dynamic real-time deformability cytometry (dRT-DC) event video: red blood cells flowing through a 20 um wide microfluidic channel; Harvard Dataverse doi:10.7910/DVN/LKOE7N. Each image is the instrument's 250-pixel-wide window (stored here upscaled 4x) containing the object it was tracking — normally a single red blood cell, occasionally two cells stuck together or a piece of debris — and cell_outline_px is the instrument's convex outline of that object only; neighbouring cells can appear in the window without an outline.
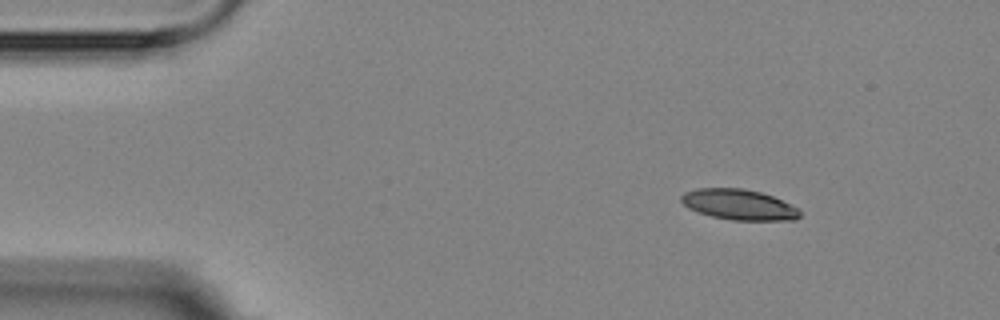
{"species": "Egyptian fruit bat (a non-hibernating species)", "species_latin": "Rousettus aegyptiacus", "temperature_condition": "room temperature", "stored_images_in_passage": 6, "camera_frame_rate_fps": 3000, "um_per_image_px": 0.085, "animal": {"sex": "female"}, "frame": {"image": 1, "passage_image": 1, "time_ms": 0.0, "image_size_px": [1000, 320], "cell_outline_px": [[800, 216], [796, 220], [732, 220], [712, 216], [696, 212], [688, 208], [680, 200], [680, 196], [684, 192], [696, 188], [744, 188], [760, 192], [772, 196], [800, 208]], "centroid_in_image_um": [62.8, 17.39], "position_along_channel_um": 22.2, "area_um2": 21.27}}
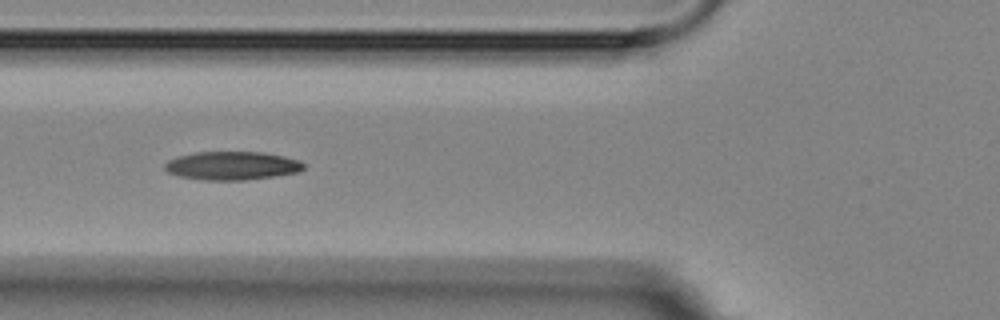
{"frame": {"image": 2, "passage_image": 5, "time_ms": 4.333, "image_size_px": [1000, 320], "cell_outline_px": [[304, 168], [300, 172], [276, 176], [244, 180], [204, 180], [180, 176], [168, 172], [164, 168], [164, 164], [168, 160], [176, 156], [196, 152], [260, 152], [284, 156], [300, 160], [304, 164]], "centroid_in_image_um": [19.73, 14.08], "position_along_channel_um": 106.1, "area_um2": 23.12}}
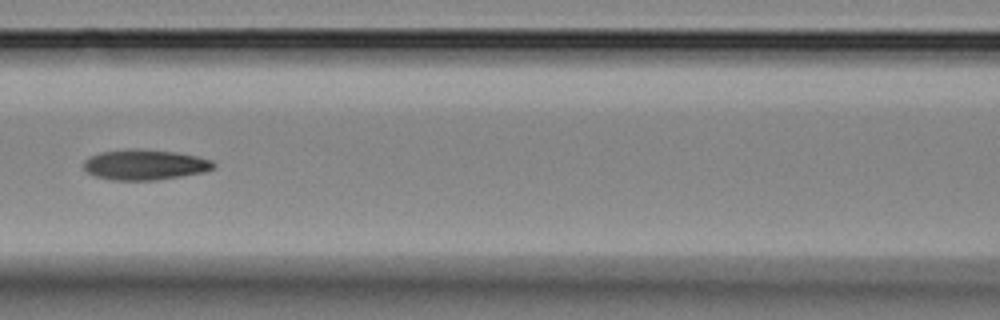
{"frame": {"image": 3, "passage_image": 6, "time_ms": 5.667, "image_size_px": [1000, 320], "cell_outline_px": [[216, 168], [204, 172], [156, 180], [112, 180], [96, 176], [88, 172], [84, 168], [84, 160], [88, 156], [100, 152], [128, 148], [140, 148], [176, 152], [196, 156], [212, 160], [216, 164]], "centroid_in_image_um": [12.31, 13.98], "position_along_channel_um": 154.3, "area_um2": 23.24}}